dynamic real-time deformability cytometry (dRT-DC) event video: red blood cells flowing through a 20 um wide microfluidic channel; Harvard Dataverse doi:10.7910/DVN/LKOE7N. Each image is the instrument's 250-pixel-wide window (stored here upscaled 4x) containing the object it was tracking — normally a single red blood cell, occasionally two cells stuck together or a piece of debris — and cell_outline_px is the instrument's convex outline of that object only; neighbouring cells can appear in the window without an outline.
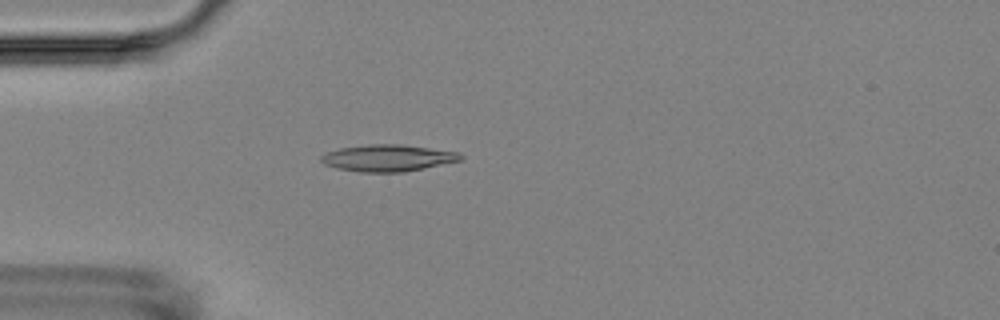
{"species": "Egyptian fruit bat (a non-hibernating species)", "species_latin": "Rousettus aegyptiacus", "temperature_condition": "room temperature", "stored_images_in_passage": 1, "camera_frame_rate_fps": 3000, "um_per_image_px": 0.085, "animal": {"sex": "female"}, "frame": {"image": 1, "passage_image": 1, "time_ms": 0.0, "image_size_px": [1000, 320], "cell_outline_px": [[464, 156], [460, 160], [404, 172], [360, 172], [336, 168], [324, 164], [320, 160], [320, 156], [328, 152], [340, 148], [368, 144], [400, 144], [456, 152]], "centroid_in_image_um": [32.91, 13.43], "position_along_channel_um": 52.1, "area_um2": 21.44}}